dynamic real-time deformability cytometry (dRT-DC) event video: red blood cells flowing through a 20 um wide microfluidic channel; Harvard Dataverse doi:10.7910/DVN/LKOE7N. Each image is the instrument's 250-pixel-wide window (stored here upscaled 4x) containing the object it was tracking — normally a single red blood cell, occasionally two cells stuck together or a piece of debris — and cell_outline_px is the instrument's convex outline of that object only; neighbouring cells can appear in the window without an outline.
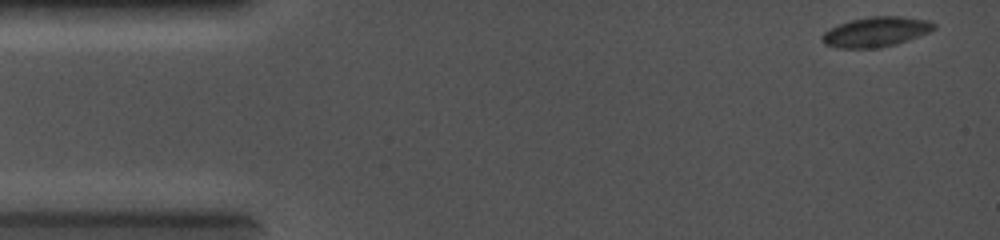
{"species": "common noctule bat (a hibernating species)", "species_latin": "Nyctalus noctula", "temperature_condition": "cold", "stored_images_in_passage": 65, "camera_frame_rate_fps": 5000, "um_per_image_px": 0.085, "animal": {"sex": "female", "body_mass_g": 19.0, "forearm_length_mm": 56.7}, "frame": {"image": 1, "passage_image": 1, "time_ms": 0.0, "image_size_px": [1000, 240], "cell_outline_px": [[936, 28], [928, 32], [896, 44], [876, 48], [836, 48], [824, 44], [820, 40], [820, 36], [824, 32], [840, 24], [852, 20], [872, 16], [900, 16], [928, 20], [936, 24]], "centroid_in_image_um": [74.43, 2.71], "position_along_channel_um": 10.6, "area_um2": 19.36}}
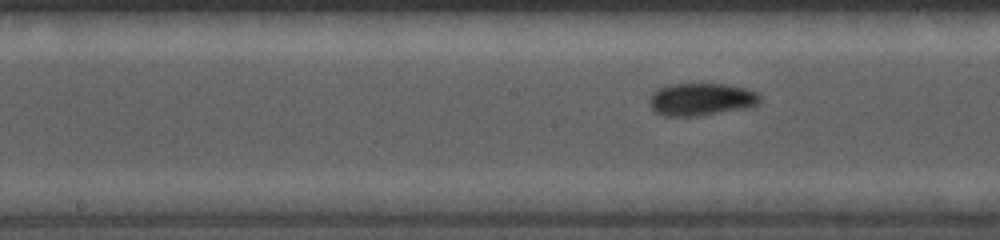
{"frame": {"image": 2, "passage_image": 31, "time_ms": 6.0, "image_size_px": [1000, 240], "cell_outline_px": [[760, 100], [752, 108], [700, 116], [664, 116], [656, 112], [648, 104], [648, 100], [652, 92], [656, 88], [672, 84], [724, 84], [744, 88], [756, 92], [760, 96]], "centroid_in_image_um": [59.58, 8.46], "position_along_channel_um": 188.6, "area_um2": 21.27}}
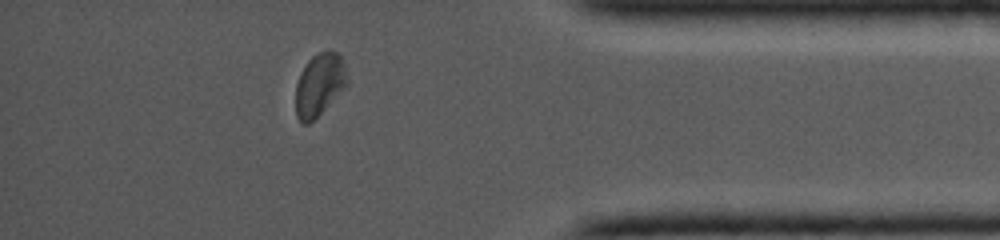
{"frame": {"image": 3, "passage_image": 56, "time_ms": 11.0, "image_size_px": [1000, 240], "cell_outline_px": [[348, 84], [308, 124], [304, 124], [296, 116], [296, 84], [300, 72], [308, 60], [312, 56], [328, 48], [332, 48], [344, 60], [348, 80]], "centroid_in_image_um": [27.16, 7.12], "position_along_channel_um": 408.0, "area_um2": 18.73}}